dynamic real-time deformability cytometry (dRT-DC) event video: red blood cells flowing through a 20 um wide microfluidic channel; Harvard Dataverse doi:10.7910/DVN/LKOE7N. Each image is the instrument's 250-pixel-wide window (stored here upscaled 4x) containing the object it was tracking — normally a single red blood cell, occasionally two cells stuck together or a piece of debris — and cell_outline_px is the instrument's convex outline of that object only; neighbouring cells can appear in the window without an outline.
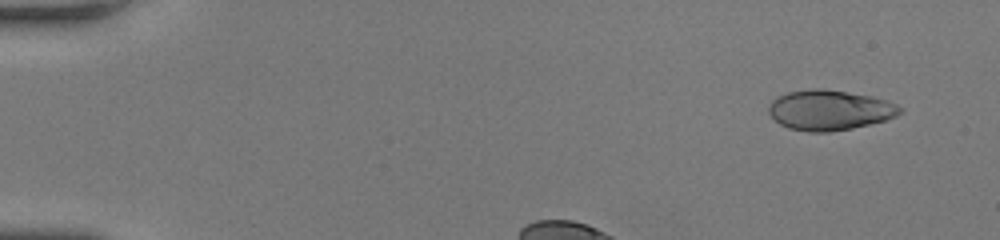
{"species": "human", "species_latin": "Homo sapiens", "temperature_condition": "room temperature", "stored_images_in_passage": 33, "camera_frame_rate_fps": 3000, "um_per_image_px": 0.085, "donor": {"sex": "female"}, "frame": {"image": 1, "passage_image": 3, "time_ms": 0.667, "image_size_px": [1000, 240], "cell_outline_px": [[900, 112], [896, 116], [884, 120], [852, 128], [828, 132], [808, 132], [788, 128], [780, 124], [768, 112], [768, 108], [772, 100], [776, 96], [788, 92], [812, 88], [824, 88], [872, 96], [888, 100], [896, 104], [900, 108]], "centroid_in_image_um": [70.48, 9.35], "position_along_channel_um": 14.5, "area_um2": 30.69}}
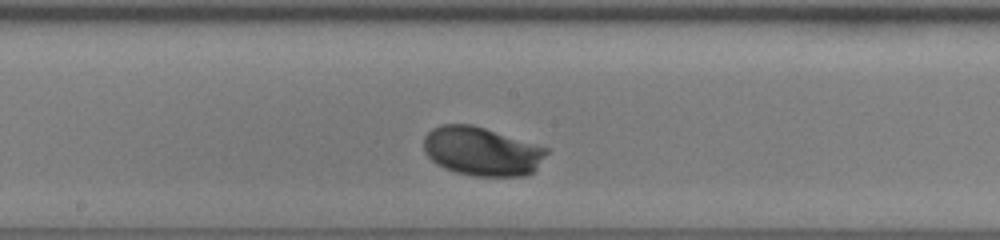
{"frame": {"image": 2, "passage_image": 20, "time_ms": 6.333, "image_size_px": [1000, 240], "cell_outline_px": [[548, 152], [536, 168], [532, 172], [524, 176], [472, 176], [456, 172], [444, 168], [436, 164], [424, 152], [424, 136], [432, 128], [444, 124], [472, 124], [548, 148]], "centroid_in_image_um": [40.92, 12.86], "position_along_channel_um": 207.3, "area_um2": 34.8}}
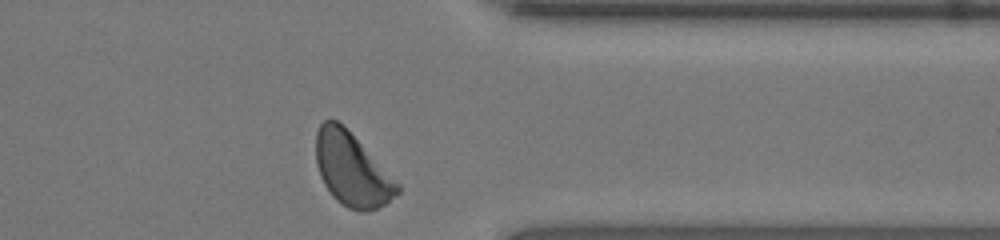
{"frame": {"image": 3, "passage_image": 33, "time_ms": 10.667, "image_size_px": [1000, 240], "cell_outline_px": [[400, 192], [384, 204], [376, 208], [364, 212], [360, 212], [348, 208], [336, 200], [332, 196], [324, 184], [320, 176], [316, 164], [316, 132], [320, 124], [324, 120], [336, 120], [400, 184]], "centroid_in_image_um": [29.88, 14.46], "position_along_channel_um": 381.5, "area_um2": 33.93}, "authors_computed_cell_mechanics": {"area_um2": 33.4084, "velocity_mm_per_s": 4.113, "shape_relaxation_time_tau1_ms": 1.4966, "shape_relaxation_time_tau2_ms": null, "deformation_change_tau1": 0.1114, "deformation_change_tau2": null}}